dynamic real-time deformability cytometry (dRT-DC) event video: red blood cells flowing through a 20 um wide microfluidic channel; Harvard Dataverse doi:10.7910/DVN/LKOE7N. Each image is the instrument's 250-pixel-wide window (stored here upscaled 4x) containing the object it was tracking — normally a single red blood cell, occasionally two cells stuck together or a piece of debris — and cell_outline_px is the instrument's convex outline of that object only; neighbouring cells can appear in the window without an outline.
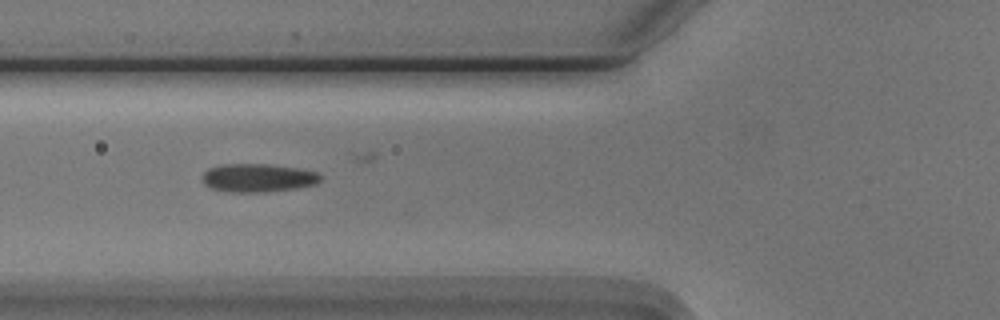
{"species": "Egyptian fruit bat (a non-hibernating species)", "species_latin": "Rousettus aegyptiacus", "temperature_condition": "cold", "stored_images_in_passage": 24, "camera_frame_rate_fps": 3000, "um_per_image_px": 0.085, "animal": {"sex": "male"}, "frame": {"image": 1, "passage_image": 2, "time_ms": 0.333, "image_size_px": [1000, 320], "cell_outline_px": [[320, 180], [316, 184], [296, 188], [264, 192], [228, 192], [212, 188], [204, 184], [204, 172], [208, 168], [224, 164], [268, 164], [296, 168], [316, 172], [320, 176]], "centroid_in_image_um": [21.91, 15.12], "position_along_channel_um": 103.9, "area_um2": 19.31}}
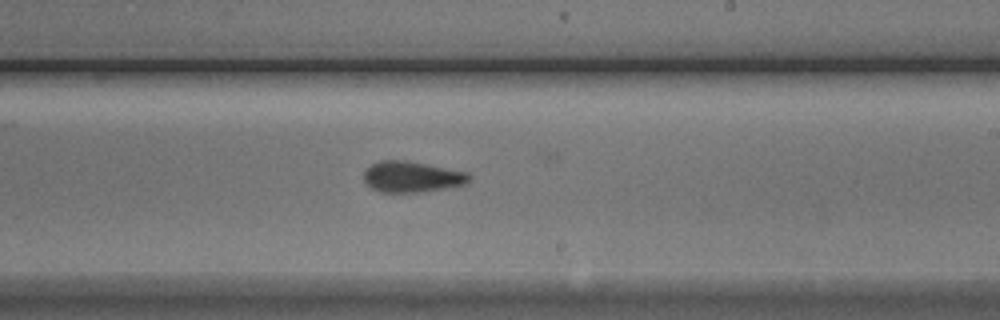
{"frame": {"image": 2, "passage_image": 14, "time_ms": 4.333, "image_size_px": [1000, 320], "cell_outline_px": [[472, 180], [456, 188], [416, 192], [380, 192], [372, 188], [364, 180], [364, 172], [372, 164], [380, 160], [404, 160], [468, 172], [472, 176]], "centroid_in_image_um": [35.08, 15.04], "position_along_channel_um": 253.9, "area_um2": 19.13}}
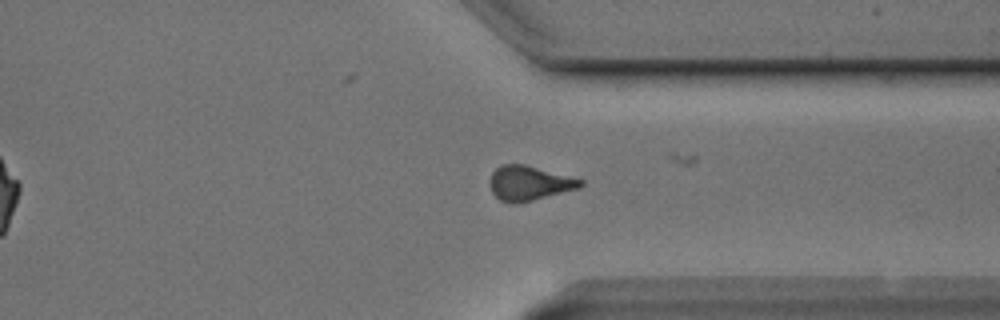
{"frame": {"image": 3, "passage_image": 23, "time_ms": 7.333, "image_size_px": [1000, 320], "cell_outline_px": [[584, 184], [580, 188], [516, 204], [512, 204], [500, 200], [492, 192], [488, 184], [488, 180], [492, 172], [500, 164], [524, 164], [584, 180]], "centroid_in_image_um": [44.94, 15.56], "position_along_channel_um": 366.5, "area_um2": 18.38}}